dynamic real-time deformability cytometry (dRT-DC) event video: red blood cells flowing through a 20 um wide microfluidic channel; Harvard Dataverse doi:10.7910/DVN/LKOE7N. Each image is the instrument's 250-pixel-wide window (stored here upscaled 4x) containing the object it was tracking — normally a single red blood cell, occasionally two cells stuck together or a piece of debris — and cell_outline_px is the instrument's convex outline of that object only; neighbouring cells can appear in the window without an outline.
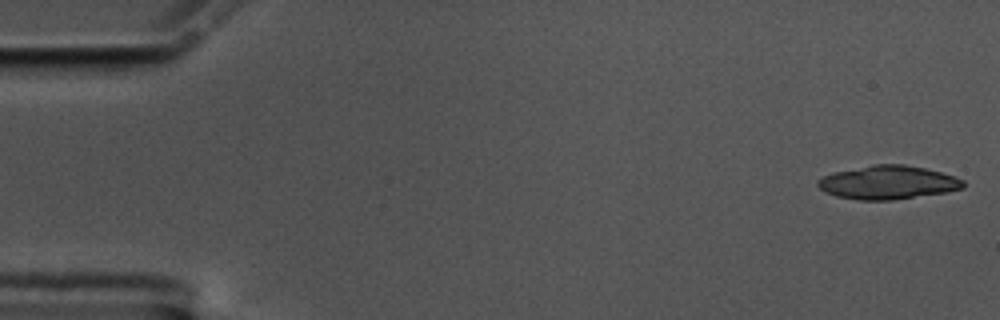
{"species": "common noctule bat (a hibernating species)", "species_latin": "Nyctalus noctula", "temperature_condition": "cold", "stored_images_in_passage": 31, "camera_frame_rate_fps": 3000, "um_per_image_px": 0.085, "animal": {"sex": "male", "body_mass_g": 17.5, "forearm_length_mm": 52.3}, "frame": {"image": 1, "passage_image": 1, "time_ms": 0.0, "image_size_px": [1000, 320], "cell_outline_px": [[964, 188], [944, 192], [892, 200], [860, 200], [836, 196], [820, 188], [816, 184], [816, 180], [824, 176], [836, 172], [872, 164], [904, 164], [924, 168], [956, 176], [964, 180]], "centroid_in_image_um": [75.49, 15.5], "position_along_channel_um": 9.5, "area_um2": 28.21}}
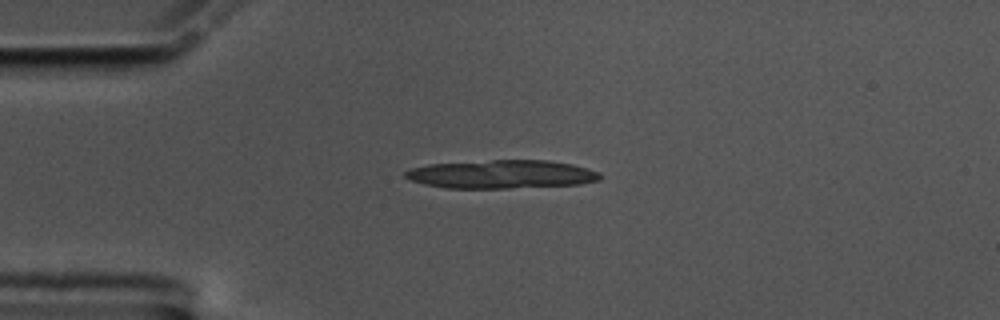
{"frame": {"image": 2, "passage_image": 13, "time_ms": 4.0, "image_size_px": [1000, 320], "cell_outline_px": [[600, 180], [580, 184], [508, 188], [448, 188], [424, 184], [412, 180], [404, 176], [404, 172], [408, 168], [428, 164], [492, 160], [548, 160], [572, 164], [588, 168], [600, 172]], "centroid_in_image_um": [42.63, 14.8], "position_along_channel_um": 42.4, "area_um2": 32.31}}